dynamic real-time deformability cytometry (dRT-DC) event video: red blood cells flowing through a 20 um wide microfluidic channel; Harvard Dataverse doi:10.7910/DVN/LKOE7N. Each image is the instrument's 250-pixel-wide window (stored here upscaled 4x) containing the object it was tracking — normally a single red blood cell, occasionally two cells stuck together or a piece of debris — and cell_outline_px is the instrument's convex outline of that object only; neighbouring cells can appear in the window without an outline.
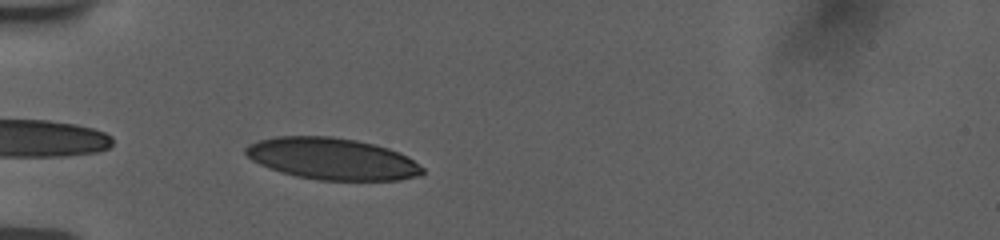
{"species": "human", "species_latin": "Homo sapiens", "temperature_condition": "room temperature", "stored_images_in_passage": 39, "camera_frame_rate_fps": 3000, "um_per_image_px": 0.085, "donor": {"sex": "female"}, "frame": {"image": 1, "passage_image": 2, "time_ms": 0.333, "image_size_px": [1000, 240], "cell_outline_px": [[424, 172], [420, 176], [400, 180], [320, 180], [296, 176], [268, 168], [252, 160], [244, 152], [244, 148], [248, 144], [260, 140], [276, 136], [332, 136], [356, 140], [376, 144], [388, 148], [408, 156], [424, 168]], "centroid_in_image_um": [28.25, 13.49], "position_along_channel_um": 56.8, "area_um2": 43.12}}
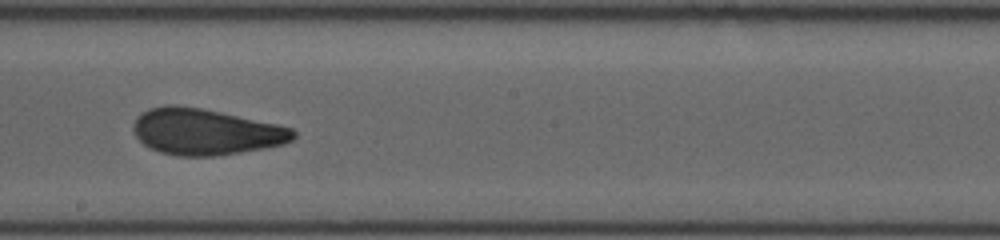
{"frame": {"image": 2, "passage_image": 17, "time_ms": 5.333, "image_size_px": [1000, 240], "cell_outline_px": [[296, 136], [292, 140], [284, 144], [264, 148], [216, 156], [180, 156], [160, 152], [144, 144], [132, 132], [132, 124], [136, 116], [140, 112], [148, 108], [168, 104], [172, 104], [200, 108], [220, 112], [276, 124], [292, 128], [296, 132]], "centroid_in_image_um": [17.43, 11.19], "position_along_channel_um": 230.8, "area_um2": 43.06}}
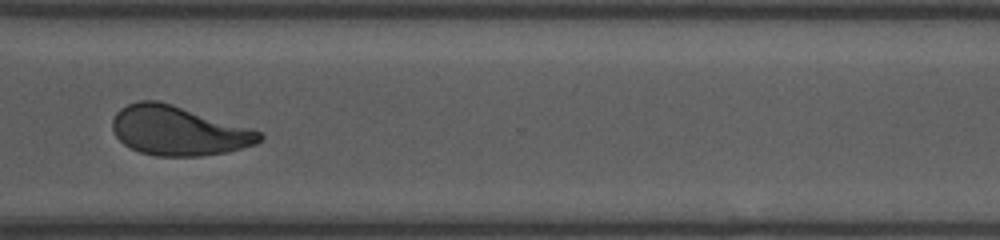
{"frame": {"image": 3, "passage_image": 27, "time_ms": 8.667, "image_size_px": [1000, 240], "cell_outline_px": [[264, 136], [256, 144], [228, 152], [200, 156], [156, 156], [140, 152], [124, 144], [116, 136], [112, 128], [112, 120], [116, 112], [120, 108], [128, 104], [140, 100], [160, 100], [252, 128], [260, 132]], "centroid_in_image_um": [15.16, 11.1], "position_along_channel_um": 355.4, "area_um2": 42.48}, "authors_computed_cell_mechanics": {"area_um2": 42.8876, "velocity_mm_per_s": 3.7605, "shape_relaxation_time_tau1_ms": 8.3299, "shape_relaxation_time_tau2_ms": 1.2099, "deformation_change_tau1": 0.1973, "deformation_change_tau2": 0.0769}}